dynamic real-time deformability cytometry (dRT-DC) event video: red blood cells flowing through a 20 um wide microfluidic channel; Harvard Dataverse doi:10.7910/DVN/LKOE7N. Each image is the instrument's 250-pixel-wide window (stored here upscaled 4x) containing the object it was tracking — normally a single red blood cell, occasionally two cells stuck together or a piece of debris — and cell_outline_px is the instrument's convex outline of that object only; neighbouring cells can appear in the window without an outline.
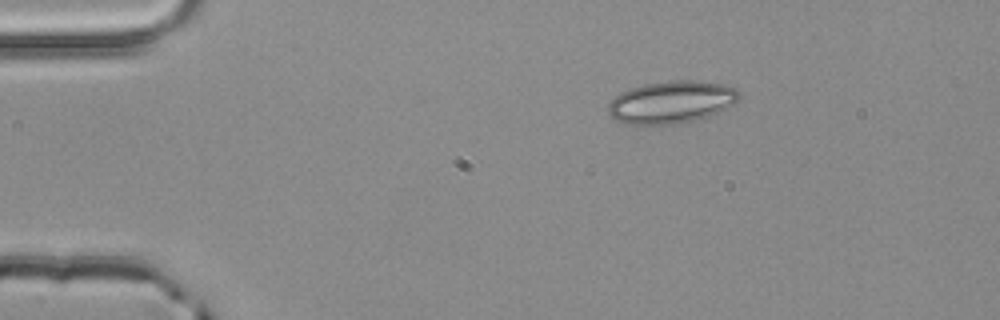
{"species": "common noctule bat (a hibernating species)", "species_latin": "Nyctalus noctula", "temperature_condition": "room temperature", "stored_images_in_passage": 2, "camera_frame_rate_fps": 3000, "um_per_image_px": 0.085, "animal": {"sex": "male", "body_mass_g": 20.4}, "frame": {"image": 1, "passage_image": 2, "time_ms": 0.333, "image_size_px": [1000, 320], "cell_outline_px": [[740, 96], [732, 104], [708, 116], [680, 124], [644, 128], [624, 124], [616, 120], [608, 112], [608, 104], [620, 92], [644, 84], [668, 80], [692, 80], [720, 84], [736, 88], [740, 92]], "centroid_in_image_um": [56.99, 8.73], "position_along_channel_um": 28.0, "area_um2": 32.89}}